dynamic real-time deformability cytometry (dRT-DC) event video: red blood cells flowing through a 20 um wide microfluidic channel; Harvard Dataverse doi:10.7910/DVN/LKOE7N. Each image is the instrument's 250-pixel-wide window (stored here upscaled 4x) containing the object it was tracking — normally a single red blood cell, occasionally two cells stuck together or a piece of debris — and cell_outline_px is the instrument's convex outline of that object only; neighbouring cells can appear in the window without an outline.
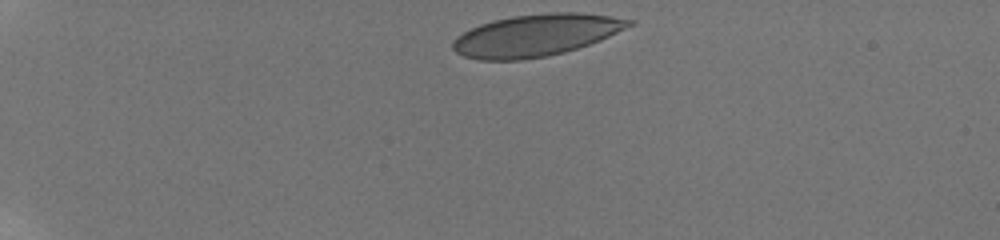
{"species": "human", "species_latin": "Homo sapiens", "temperature_condition": "room temperature", "stored_images_in_passage": 66, "camera_frame_rate_fps": 3000, "um_per_image_px": 0.085, "donor": {"sex": "male"}, "frame": {"image": 1, "passage_image": 1, "time_ms": 0.0, "image_size_px": [1000, 240], "cell_outline_px": [[636, 24], [600, 40], [564, 52], [548, 56], [520, 60], [476, 60], [464, 56], [456, 52], [452, 48], [452, 40], [456, 36], [480, 24], [492, 20], [512, 16], [552, 12], [576, 12], [608, 16], [636, 20]], "centroid_in_image_um": [45.55, 2.99], "position_along_channel_um": 39.5, "area_um2": 43.12}}
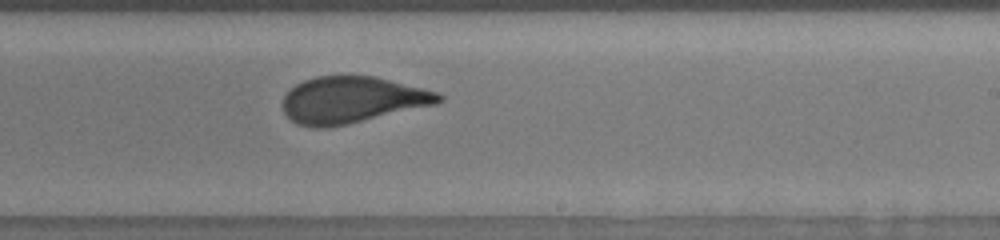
{"frame": {"image": 2, "passage_image": 53, "time_ms": 8.0, "image_size_px": [1000, 240], "cell_outline_px": [[444, 100], [436, 104], [348, 124], [328, 128], [312, 128], [296, 124], [284, 112], [284, 96], [296, 84], [304, 80], [316, 76], [376, 76], [440, 92], [444, 96]], "centroid_in_image_um": [29.96, 8.49], "position_along_channel_um": 259.0, "area_um2": 42.37}}
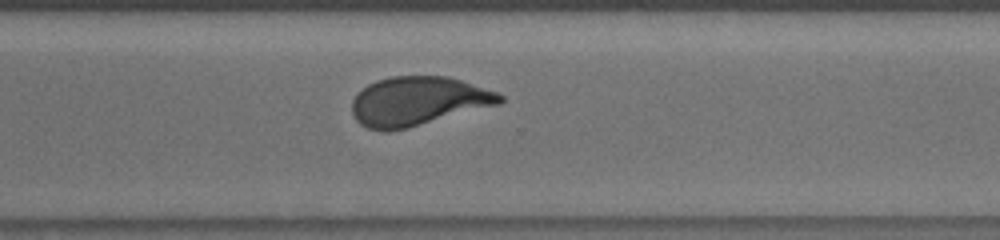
{"frame": {"image": 3, "passage_image": 63, "time_ms": 10.0, "image_size_px": [1000, 240], "cell_outline_px": [[504, 100], [500, 104], [408, 128], [388, 132], [384, 132], [368, 128], [360, 124], [356, 120], [352, 112], [352, 100], [368, 84], [376, 80], [392, 76], [448, 76], [496, 92], [504, 96]], "centroid_in_image_um": [35.52, 8.61], "position_along_channel_um": 335.1, "area_um2": 42.14}}